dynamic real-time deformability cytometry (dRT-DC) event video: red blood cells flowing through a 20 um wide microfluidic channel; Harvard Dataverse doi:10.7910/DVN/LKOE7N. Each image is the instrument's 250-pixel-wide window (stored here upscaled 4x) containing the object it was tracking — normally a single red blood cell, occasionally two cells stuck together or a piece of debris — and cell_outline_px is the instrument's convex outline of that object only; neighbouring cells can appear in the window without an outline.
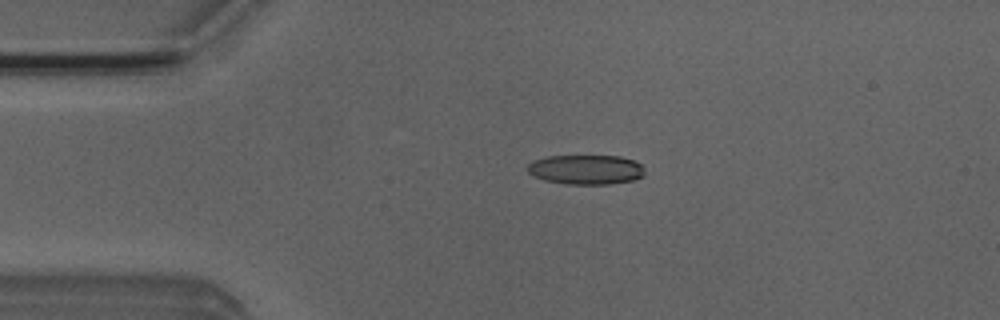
{"species": "Egyptian fruit bat (a non-hibernating species)", "species_latin": "Rousettus aegyptiacus", "temperature_condition": "room temperature", "stored_images_in_passage": 4, "camera_frame_rate_fps": 3000, "um_per_image_px": 0.085, "animal": {"sex": "male"}, "frame": {"image": 1, "passage_image": 3, "time_ms": 2.333, "image_size_px": [1000, 320], "cell_outline_px": [[644, 176], [632, 180], [608, 184], [568, 184], [544, 180], [532, 176], [528, 172], [528, 164], [536, 160], [548, 156], [620, 156], [632, 160], [640, 164], [644, 168]], "centroid_in_image_um": [49.8, 14.42], "position_along_channel_um": 35.2, "area_um2": 20.11}}